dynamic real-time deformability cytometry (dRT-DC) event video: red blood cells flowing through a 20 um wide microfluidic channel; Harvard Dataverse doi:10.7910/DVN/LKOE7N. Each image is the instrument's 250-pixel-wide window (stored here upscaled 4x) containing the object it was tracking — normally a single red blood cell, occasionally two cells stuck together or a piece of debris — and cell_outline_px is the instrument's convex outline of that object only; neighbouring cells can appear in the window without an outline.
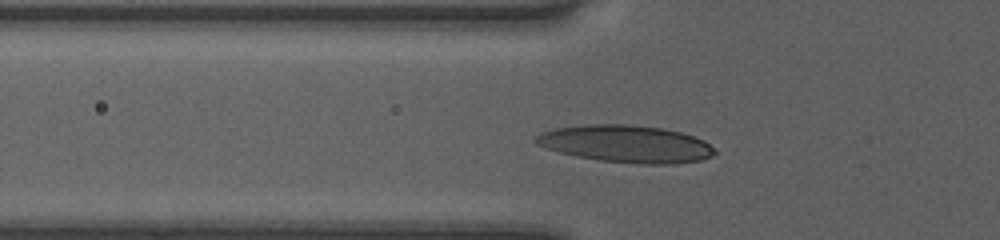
{"species": "human", "species_latin": "Homo sapiens", "temperature_condition": "room temperature", "stored_images_in_passage": 45, "camera_frame_rate_fps": 3000, "um_per_image_px": 0.085, "donor": {"sex": "female"}, "frame": {"image": 1, "passage_image": 11, "time_ms": 3.333, "image_size_px": [1000, 240], "cell_outline_px": [[716, 152], [712, 156], [700, 160], [672, 164], [640, 164], [600, 160], [576, 156], [560, 152], [536, 144], [532, 140], [540, 132], [552, 128], [584, 124], [628, 124], [664, 128], [680, 132], [704, 140]], "centroid_in_image_um": [53.17, 12.22], "position_along_channel_um": 72.6, "area_um2": 38.9}}
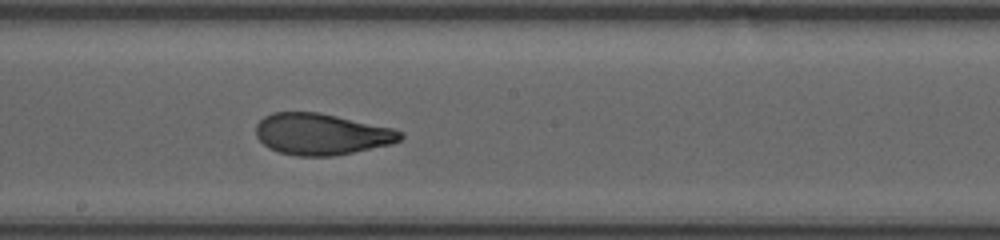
{"frame": {"image": 2, "passage_image": 22, "time_ms": 7.0, "image_size_px": [1000, 240], "cell_outline_px": [[404, 136], [400, 140], [392, 144], [332, 156], [296, 156], [280, 152], [268, 148], [256, 136], [256, 124], [264, 116], [272, 112], [316, 112], [336, 116], [392, 128], [404, 132]], "centroid_in_image_um": [27.31, 11.4], "position_along_channel_um": 220.9, "area_um2": 34.68}}
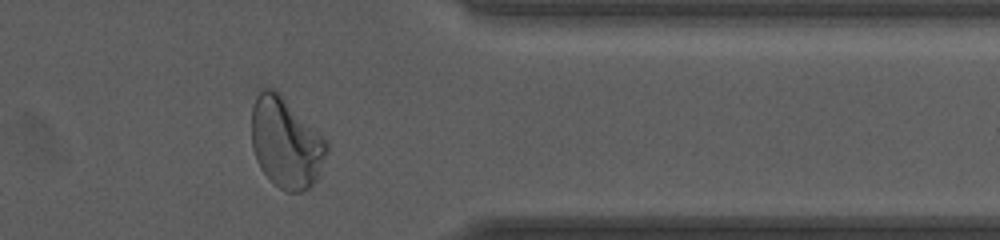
{"frame": {"image": 3, "passage_image": 35, "time_ms": 11.333, "image_size_px": [1000, 240], "cell_outline_px": [[328, 152], [316, 180], [308, 188], [300, 192], [288, 192], [272, 184], [260, 168], [256, 160], [252, 148], [252, 108], [260, 84], [272, 88], [280, 92], [328, 144]], "centroid_in_image_um": [24.25, 12.12], "position_along_channel_um": 387.1, "area_um2": 39.71}, "authors_computed_cell_mechanics": {"area_um2": 35.1424, "velocity_mm_per_s": 4.0403, "shape_relaxation_time_tau1_ms": 5.0637, "shape_relaxation_time_tau2_ms": 1.0617, "deformation_change_tau1": 0.1987, "deformation_change_tau2": 0.0746}}